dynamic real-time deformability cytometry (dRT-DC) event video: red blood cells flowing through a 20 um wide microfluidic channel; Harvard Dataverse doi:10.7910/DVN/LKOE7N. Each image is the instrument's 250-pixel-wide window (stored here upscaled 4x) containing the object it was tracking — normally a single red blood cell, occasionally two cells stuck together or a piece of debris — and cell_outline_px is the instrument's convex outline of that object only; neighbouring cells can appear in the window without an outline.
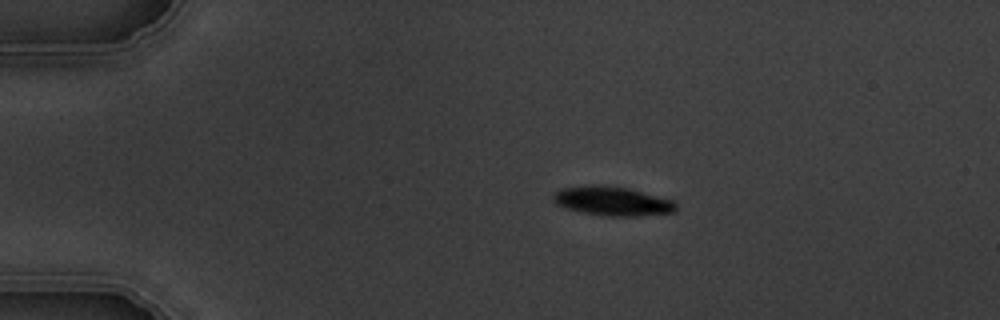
{"species": "common noctule bat (a hibernating species)", "species_latin": "Nyctalus noctula", "temperature_condition": "warm", "stored_images_in_passage": 4, "camera_frame_rate_fps": 3000, "um_per_image_px": 0.085, "animal": {"sex": "male", "body_mass_g": 19.5, "forearm_length_mm": 54.6}, "frame": {"image": 1, "passage_image": 1, "time_ms": 0.0, "image_size_px": [1000, 320], "cell_outline_px": [[676, 212], [636, 216], [604, 216], [564, 208], [556, 204], [552, 196], [560, 188], [588, 184], [604, 184], [628, 188], [672, 200], [676, 204]], "centroid_in_image_um": [52.02, 17.08], "position_along_channel_um": 33.0, "area_um2": 20.98}}
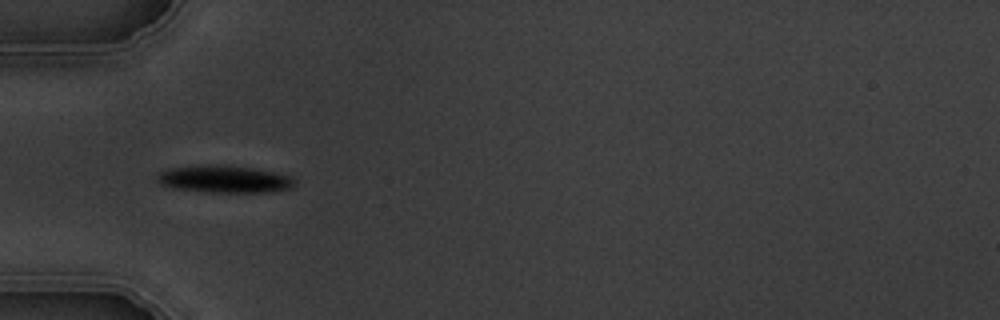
{"frame": {"image": 2, "passage_image": 3, "time_ms": 2.333, "image_size_px": [1000, 320], "cell_outline_px": [[296, 184], [292, 188], [272, 192], [208, 192], [172, 188], [160, 184], [156, 180], [156, 176], [160, 172], [172, 168], [252, 168], [276, 172], [292, 176], [296, 180]], "centroid_in_image_um": [19.18, 15.29], "position_along_channel_um": 65.8, "area_um2": 20.81}}